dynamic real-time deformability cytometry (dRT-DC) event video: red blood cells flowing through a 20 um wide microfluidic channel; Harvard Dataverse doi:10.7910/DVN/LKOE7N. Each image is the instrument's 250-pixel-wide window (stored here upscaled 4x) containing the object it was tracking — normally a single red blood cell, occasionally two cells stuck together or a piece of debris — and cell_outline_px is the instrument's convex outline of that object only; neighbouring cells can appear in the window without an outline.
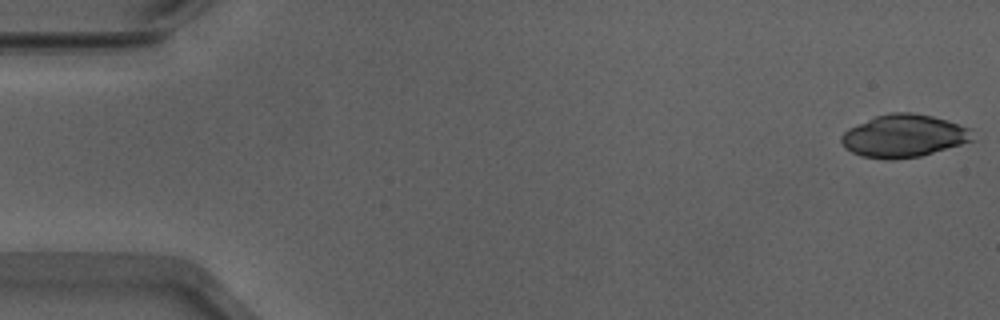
{"species": "Egyptian fruit bat (a non-hibernating species)", "species_latin": "Rousettus aegyptiacus", "temperature_condition": "warm", "stored_images_in_passage": 52, "camera_frame_rate_fps": 3000, "um_per_image_px": 0.085, "animal": {"sex": "male"}, "frame": {"image": 1, "passage_image": 1, "time_ms": 0.0, "image_size_px": [1000, 320], "cell_outline_px": [[976, 140], [920, 156], [892, 160], [888, 160], [860, 156], [844, 148], [840, 140], [840, 136], [848, 128], [876, 116], [892, 112], [912, 112], [932, 116], [972, 128]], "centroid_in_image_um": [76.84, 11.56], "position_along_channel_um": 8.2, "area_um2": 32.89}}